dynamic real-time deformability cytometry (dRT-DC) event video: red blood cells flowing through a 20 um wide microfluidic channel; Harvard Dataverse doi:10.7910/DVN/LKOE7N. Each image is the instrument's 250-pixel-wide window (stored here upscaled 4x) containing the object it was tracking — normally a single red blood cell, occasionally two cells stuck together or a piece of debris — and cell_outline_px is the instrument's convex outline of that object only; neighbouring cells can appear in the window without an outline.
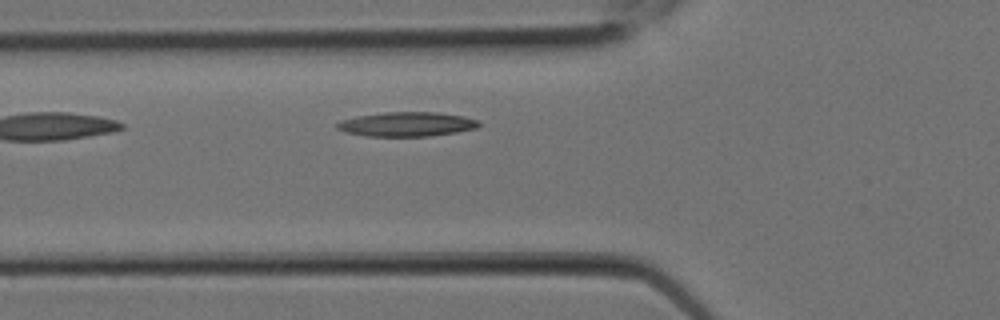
{"species": "Egyptian fruit bat (a non-hibernating species)", "species_latin": "Rousettus aegyptiacus", "temperature_condition": "room temperature", "stored_images_in_passage": 4, "camera_frame_rate_fps": 3000, "um_per_image_px": 0.085, "animal": {"sex": "female"}, "frame": {"image": 1, "passage_image": 4, "time_ms": 1.0, "image_size_px": [1000, 320], "cell_outline_px": [[480, 124], [476, 128], [456, 132], [428, 136], [364, 136], [344, 132], [336, 128], [336, 124], [340, 120], [356, 116], [384, 112], [436, 112], [464, 116], [480, 120]], "centroid_in_image_um": [34.55, 10.55], "position_along_channel_um": 91.2, "area_um2": 20.29}}